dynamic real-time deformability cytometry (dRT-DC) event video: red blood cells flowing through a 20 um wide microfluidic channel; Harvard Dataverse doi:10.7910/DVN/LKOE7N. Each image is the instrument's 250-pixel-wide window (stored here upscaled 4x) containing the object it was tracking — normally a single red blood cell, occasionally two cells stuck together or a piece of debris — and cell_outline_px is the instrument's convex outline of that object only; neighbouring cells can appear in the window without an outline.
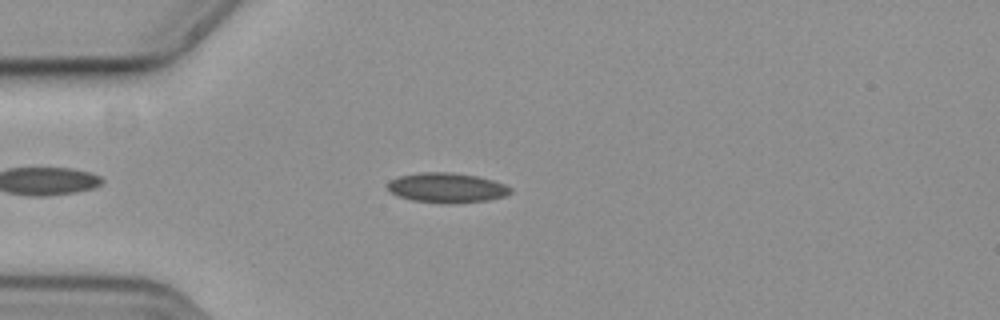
{"species": "common noctule bat (a hibernating species)", "species_latin": "Nyctalus noctula", "temperature_condition": "cold", "stored_images_in_passage": 41, "camera_frame_rate_fps": 3000, "um_per_image_px": 0.085, "animal": {"sex": "female", "body_mass_g": 19.3, "forearm_length_mm": 54.1}, "frame": {"image": 1, "passage_image": 3, "time_ms": 0.667, "image_size_px": [1000, 320], "cell_outline_px": [[512, 192], [504, 196], [488, 200], [452, 204], [440, 204], [412, 200], [396, 196], [388, 192], [388, 184], [392, 180], [400, 176], [420, 172], [448, 172], [476, 176], [492, 180], [504, 184], [512, 188]], "centroid_in_image_um": [37.96, 15.98], "position_along_channel_um": 47.0, "area_um2": 21.5}}
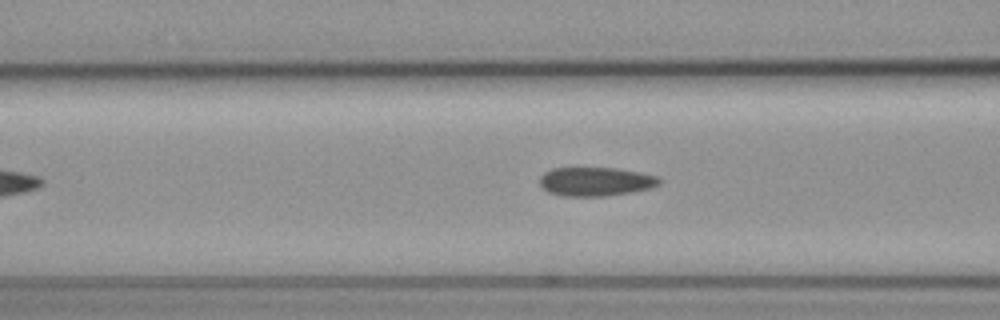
{"frame": {"image": 2, "passage_image": 10, "time_ms": 3.0, "image_size_px": [1000, 320], "cell_outline_px": [[660, 184], [648, 188], [628, 192], [604, 196], [564, 196], [548, 192], [540, 184], [540, 176], [544, 172], [552, 168], [616, 168], [640, 172], [656, 176], [660, 180]], "centroid_in_image_um": [50.59, 15.42], "position_along_channel_um": 116.0, "area_um2": 19.88}}
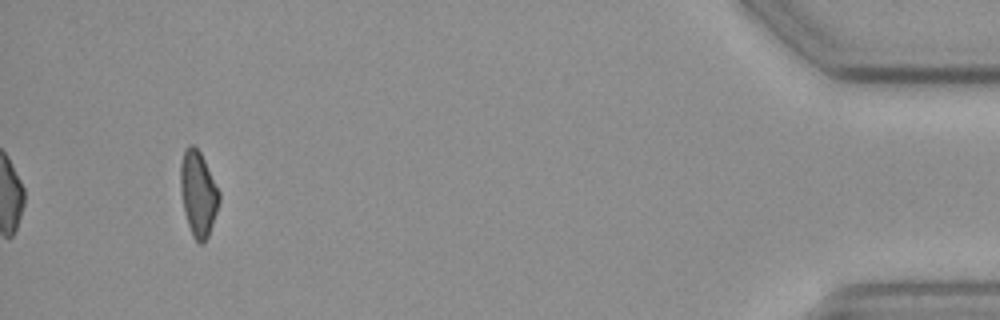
{"frame": {"image": 3, "passage_image": 41, "time_ms": 13.333, "image_size_px": [1000, 320], "cell_outline_px": [[220, 200], [208, 236], [204, 244], [200, 244], [192, 236], [184, 212], [180, 192], [180, 164], [184, 148], [188, 144], [192, 144], [200, 152], [220, 192]], "centroid_in_image_um": [16.83, 16.45], "position_along_channel_um": 418.4, "area_um2": 19.25}, "authors_computed_cell_mechanics": {"area_um2": 20.1722, "velocity_mm_per_s": 3.6901, "shape_relaxation_time_tau1_ms": null, "shape_relaxation_time_tau2_ms": 5.4658, "deformation_change_tau1": null, "deformation_change_tau2": 0.1157}}